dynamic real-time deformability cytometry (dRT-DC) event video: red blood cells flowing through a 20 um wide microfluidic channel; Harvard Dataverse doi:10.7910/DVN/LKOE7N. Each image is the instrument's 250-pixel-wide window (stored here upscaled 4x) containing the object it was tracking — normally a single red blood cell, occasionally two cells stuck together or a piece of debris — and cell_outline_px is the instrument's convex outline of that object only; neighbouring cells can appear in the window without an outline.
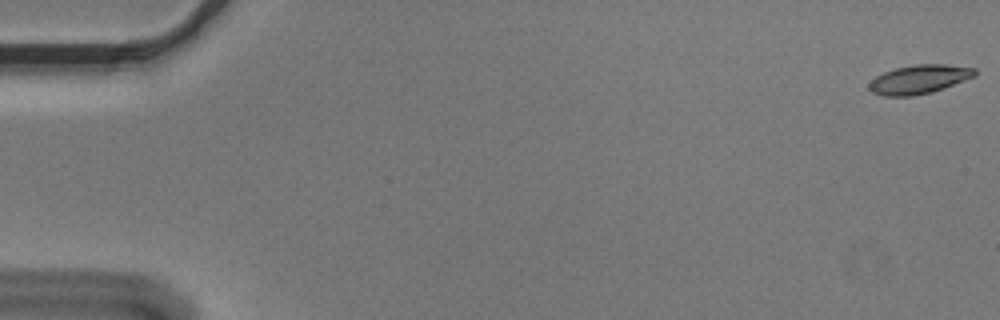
{"species": "Egyptian fruit bat (a non-hibernating species)", "species_latin": "Rousettus aegyptiacus", "temperature_condition": "cold", "stored_images_in_passage": 56, "camera_frame_rate_fps": 3000, "um_per_image_px": 0.085, "animal": {"sex": "male"}, "frame": {"image": 1, "passage_image": 1, "time_ms": 0.0, "image_size_px": [1000, 320], "cell_outline_px": [[976, 76], [932, 92], [912, 96], [884, 96], [872, 92], [868, 88], [868, 84], [876, 76], [884, 72], [896, 68], [916, 64], [944, 64], [976, 68]], "centroid_in_image_um": [78.13, 6.74], "position_along_channel_um": 6.9, "area_um2": 17.74}}
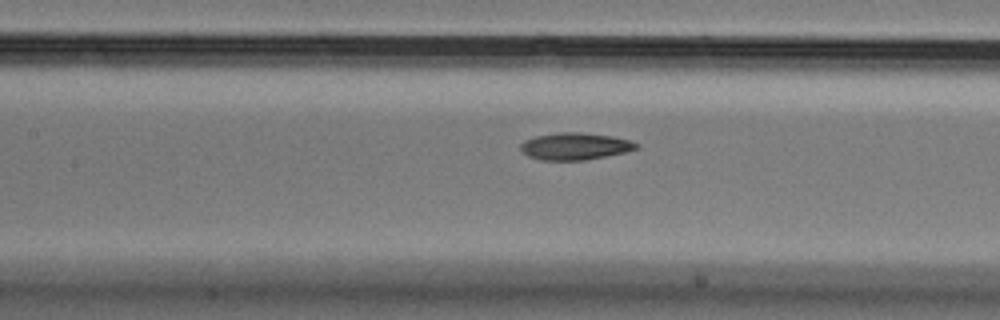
{"frame": {"image": 2, "passage_image": 26, "time_ms": 8.333, "image_size_px": [1000, 320], "cell_outline_px": [[640, 148], [624, 152], [584, 160], [540, 160], [528, 156], [520, 148], [520, 144], [524, 140], [536, 136], [556, 132], [580, 132], [612, 136], [628, 140], [640, 144]], "centroid_in_image_um": [48.87, 12.42], "position_along_channel_um": 158.5, "area_um2": 18.21}}
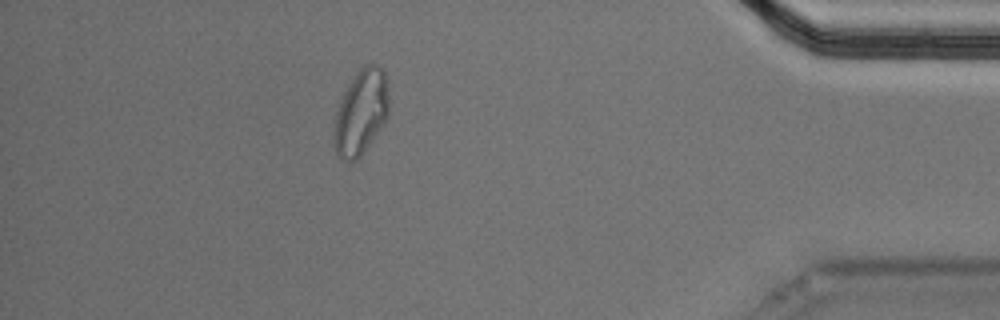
{"frame": {"image": 3, "passage_image": 50, "time_ms": 16.333, "image_size_px": [1000, 320], "cell_outline_px": [[388, 116], [380, 128], [360, 156], [356, 160], [344, 160], [336, 152], [336, 112], [340, 100], [348, 84], [356, 72], [364, 64], [380, 64], [388, 80]], "centroid_in_image_um": [30.73, 9.45], "position_along_channel_um": 404.5, "area_um2": 26.65}, "authors_computed_cell_mechanics": {"area_um2": 18.3515, "velocity_mm_per_s": 3.6037, "shape_relaxation_time_tau1_ms": 5.7279, "shape_relaxation_time_tau2_ms": 3.4572, "deformation_change_tau1": 0.1478, "deformation_change_tau2": 0.0989}}